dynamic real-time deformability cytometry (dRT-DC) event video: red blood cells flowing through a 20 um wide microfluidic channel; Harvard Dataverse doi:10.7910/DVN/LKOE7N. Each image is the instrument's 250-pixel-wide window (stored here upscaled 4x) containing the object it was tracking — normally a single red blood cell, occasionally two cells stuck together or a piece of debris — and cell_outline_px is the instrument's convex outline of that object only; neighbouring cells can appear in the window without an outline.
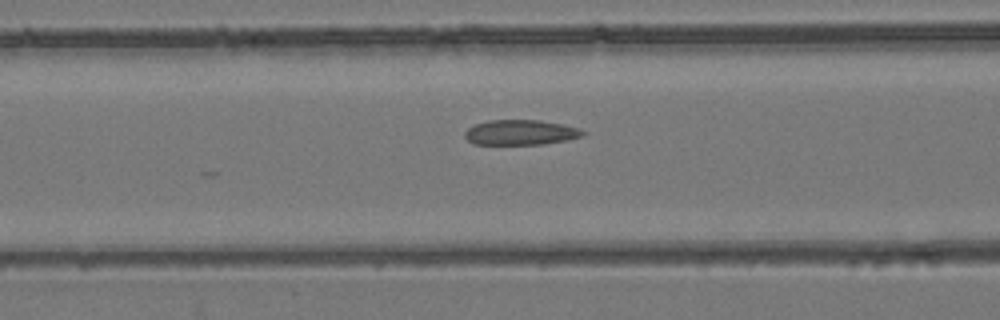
{"species": "common noctule bat (a hibernating species)", "species_latin": "Nyctalus noctula", "temperature_condition": "room temperature", "stored_images_in_passage": 12, "camera_frame_rate_fps": 3000, "um_per_image_px": 0.085, "animal": {"sex": "female", "body_mass_g": 24.6, "forearm_length_mm": 56.2}, "frame": {"image": 1, "passage_image": 10, "time_ms": 3.0, "image_size_px": [1000, 320], "cell_outline_px": [[588, 132], [584, 136], [568, 140], [544, 144], [472, 144], [464, 136], [464, 132], [468, 128], [476, 124], [488, 120], [540, 120], [564, 124], [580, 128]], "centroid_in_image_um": [44.31, 11.25], "position_along_channel_um": 122.3, "area_um2": 17.51}}